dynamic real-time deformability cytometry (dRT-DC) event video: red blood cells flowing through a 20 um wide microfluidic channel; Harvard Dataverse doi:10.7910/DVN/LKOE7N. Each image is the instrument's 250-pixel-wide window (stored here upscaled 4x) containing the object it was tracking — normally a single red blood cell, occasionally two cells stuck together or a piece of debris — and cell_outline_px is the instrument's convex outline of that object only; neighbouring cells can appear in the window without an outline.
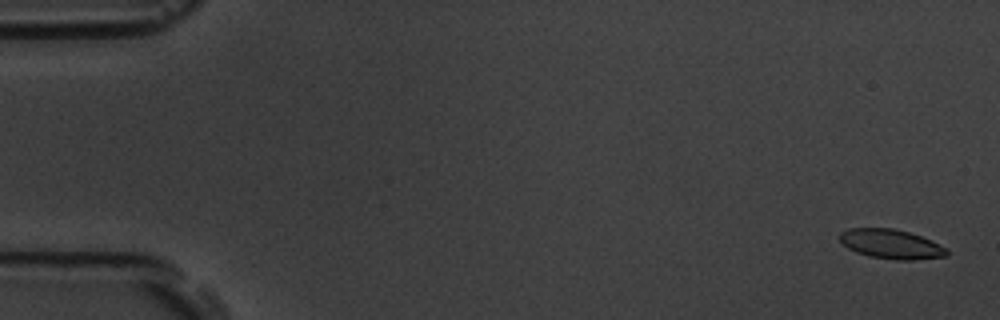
{"species": "common noctule bat (a hibernating species)", "species_latin": "Nyctalus noctula", "temperature_condition": "room temperature", "stored_images_in_passage": 55, "camera_frame_rate_fps": 3000, "um_per_image_px": 0.085, "animal": {"sex": "male", "body_mass_g": 19.5, "forearm_length_mm": 54.6}, "frame": {"image": 1, "passage_image": 2, "time_ms": 0.333, "image_size_px": [1000, 320], "cell_outline_px": [[948, 256], [912, 260], [896, 260], [868, 256], [856, 252], [848, 248], [840, 240], [840, 232], [848, 228], [892, 228], [908, 232], [920, 236], [948, 248]], "centroid_in_image_um": [75.74, 20.75], "position_along_channel_um": 9.3, "area_um2": 18.32}}
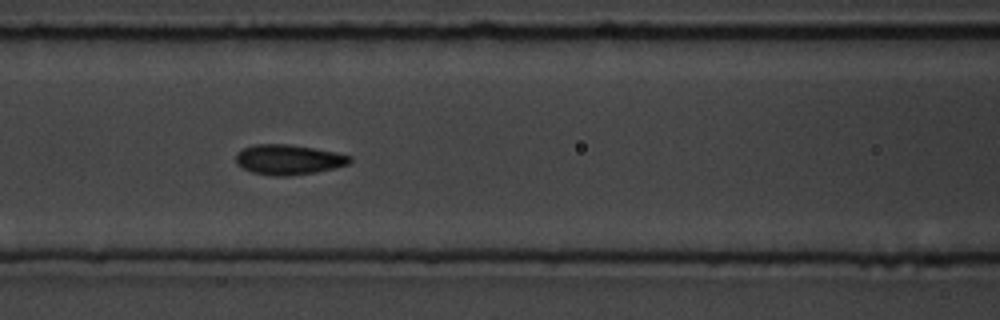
{"frame": {"image": 2, "passage_image": 24, "time_ms": 7.667, "image_size_px": [1000, 320], "cell_outline_px": [[352, 160], [348, 164], [316, 172], [288, 176], [272, 176], [252, 172], [236, 164], [236, 152], [252, 144], [288, 144], [312, 148], [352, 156]], "centroid_in_image_um": [24.48, 13.57], "position_along_channel_um": 142.1, "area_um2": 19.83}}
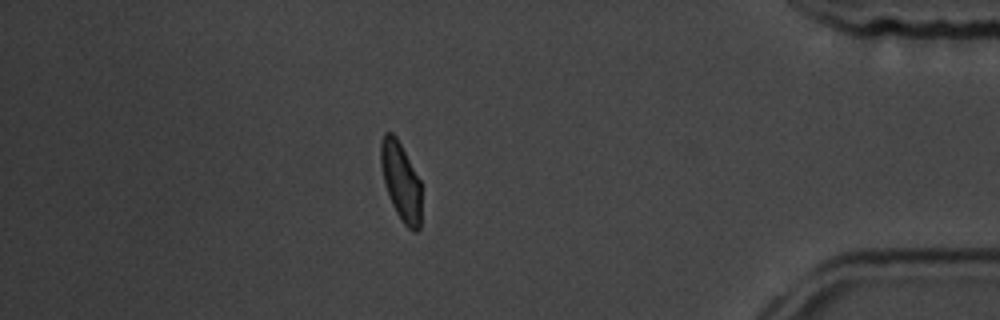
{"frame": {"image": 3, "passage_image": 48, "time_ms": 15.667, "image_size_px": [1000, 320], "cell_outline_px": [[420, 228], [416, 232], [412, 232], [404, 224], [396, 212], [392, 204], [384, 180], [380, 164], [380, 144], [384, 132], [392, 132], [396, 136], [420, 180]], "centroid_in_image_um": [34.07, 15.41], "position_along_channel_um": 401.1, "area_um2": 18.32}, "authors_computed_cell_mechanics": {"area_um2": 19.1318, "velocity_mm_per_s": 3.743, "shape_relaxation_time_tau1_ms": 2.4885, "shape_relaxation_time_tau2_ms": 0.9983, "deformation_change_tau1": 0.1314, "deformation_change_tau2": 0.0635}}